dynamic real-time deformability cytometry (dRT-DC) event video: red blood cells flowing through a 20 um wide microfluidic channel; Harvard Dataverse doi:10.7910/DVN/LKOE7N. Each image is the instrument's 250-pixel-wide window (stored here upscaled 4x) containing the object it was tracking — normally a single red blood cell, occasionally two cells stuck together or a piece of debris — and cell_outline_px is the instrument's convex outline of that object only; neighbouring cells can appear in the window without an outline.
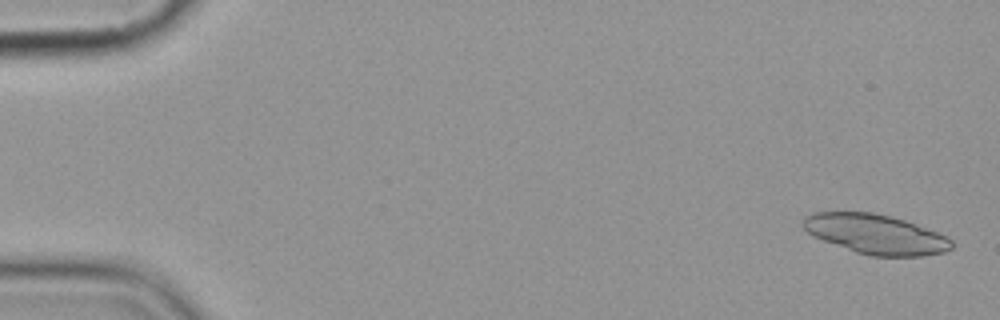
{"species": "common noctule bat (a hibernating species)", "species_latin": "Nyctalus noctula", "temperature_condition": "cold", "stored_images_in_passage": 11, "segment_of_instrument_passage": [1, 2], "camera_frame_rate_fps": 3000, "um_per_image_px": 0.085, "animal": {"sex": "female", "body_mass_g": 19.9}, "frame": {"image": 1, "passage_image": 1, "time_ms": 0.0, "image_size_px": [1000, 320], "cell_outline_px": [[952, 248], [944, 252], [924, 256], [872, 256], [856, 252], [812, 236], [800, 224], [804, 216], [812, 212], [872, 212], [892, 216], [904, 220], [936, 232], [952, 240]], "centroid_in_image_um": [74.38, 19.9], "position_along_channel_um": 10.6, "area_um2": 34.22}}